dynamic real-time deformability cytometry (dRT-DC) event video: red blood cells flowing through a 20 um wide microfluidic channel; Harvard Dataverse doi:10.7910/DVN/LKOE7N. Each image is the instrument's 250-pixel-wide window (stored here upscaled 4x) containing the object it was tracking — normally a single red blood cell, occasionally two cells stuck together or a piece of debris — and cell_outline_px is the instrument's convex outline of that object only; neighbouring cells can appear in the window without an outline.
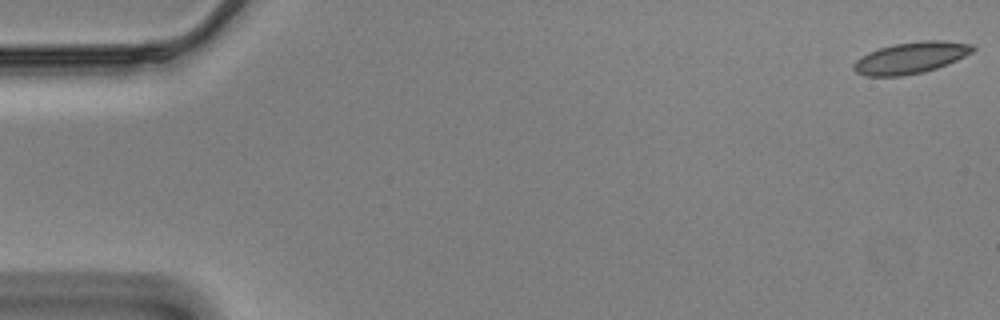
{"species": "Egyptian fruit bat (a non-hibernating species)", "species_latin": "Rousettus aegyptiacus", "temperature_condition": "cold", "stored_images_in_passage": 58, "camera_frame_rate_fps": 3000, "um_per_image_px": 0.085, "animal": {"sex": "male"}, "frame": {"image": 1, "passage_image": 1, "time_ms": 0.0, "image_size_px": [1000, 320], "cell_outline_px": [[976, 48], [972, 52], [948, 64], [924, 72], [904, 76], [868, 76], [856, 72], [852, 68], [852, 64], [856, 60], [868, 52], [892, 44], [920, 40], [940, 40], [972, 44]], "centroid_in_image_um": [77.4, 4.91], "position_along_channel_um": 7.6, "area_um2": 21.91}}
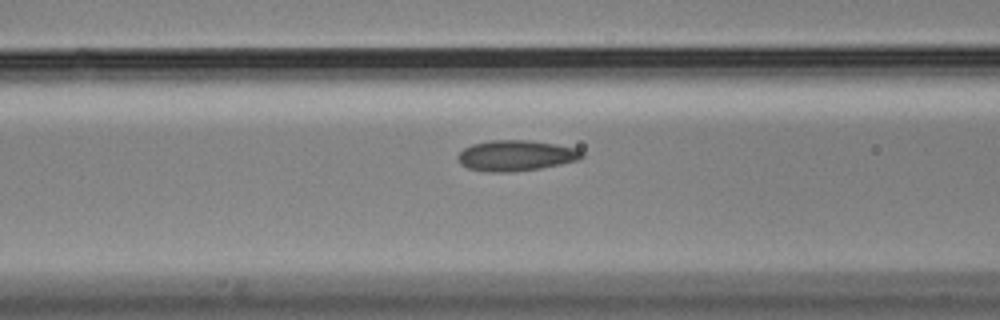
{"frame": {"image": 2, "passage_image": 23, "time_ms": 7.333, "image_size_px": [1000, 320], "cell_outline_px": [[584, 156], [580, 160], [540, 168], [512, 172], [488, 172], [468, 168], [460, 164], [456, 156], [464, 148], [472, 144], [492, 140], [532, 140], [556, 144], [576, 148]], "centroid_in_image_um": [43.83, 13.22], "position_along_channel_um": 122.8, "area_um2": 22.25}}
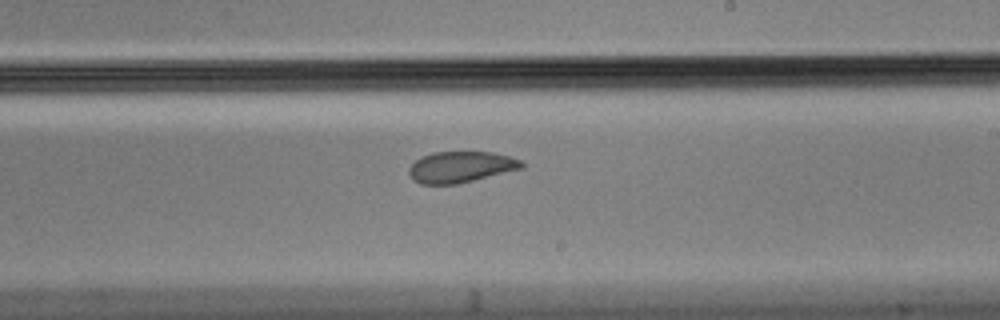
{"frame": {"image": 3, "passage_image": 34, "time_ms": 11.0, "image_size_px": [1000, 320], "cell_outline_px": [[524, 168], [456, 184], [420, 184], [412, 180], [408, 172], [408, 168], [420, 156], [432, 152], [492, 152], [508, 156], [520, 160], [524, 164]], "centroid_in_image_um": [39.13, 14.19], "position_along_channel_um": 249.9, "area_um2": 20.46}, "authors_computed_cell_mechanics": {"area_um2": 21.9351, "velocity_mm_per_s": 3.4695, "shape_relaxation_time_tau1_ms": 11.2342, "shape_relaxation_time_tau2_ms": 1.9421, "deformation_change_tau1": 0.163, "deformation_change_tau2": 0.0462}}